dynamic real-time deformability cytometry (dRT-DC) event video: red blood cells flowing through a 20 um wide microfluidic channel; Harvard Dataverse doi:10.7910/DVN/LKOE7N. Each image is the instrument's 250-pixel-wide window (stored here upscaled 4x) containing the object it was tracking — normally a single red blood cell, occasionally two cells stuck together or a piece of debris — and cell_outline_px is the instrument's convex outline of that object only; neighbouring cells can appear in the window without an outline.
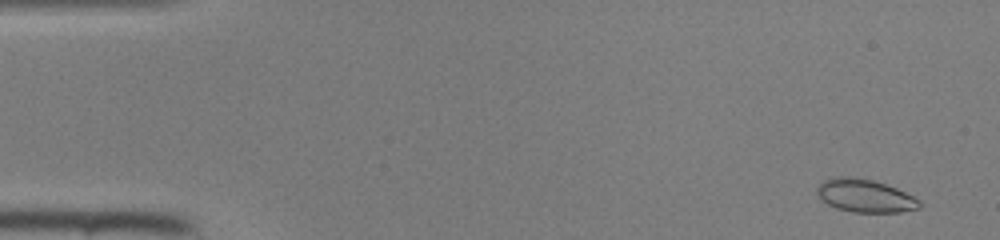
{"species": "common noctule bat (a hibernating species)", "species_latin": "Nyctalus noctula", "temperature_condition": "room temperature", "stored_images_in_passage": 47, "camera_frame_rate_fps": 3000, "um_per_image_px": 0.085, "animal": {"sex": "female", "body_mass_g": 22.0, "forearm_length_mm": 56.7}, "frame": {"image": 1, "passage_image": 3, "time_ms": 0.667, "image_size_px": [1000, 240], "cell_outline_px": [[920, 208], [900, 212], [852, 212], [836, 208], [828, 204], [816, 192], [816, 188], [824, 180], [836, 176], [848, 176], [872, 180], [896, 188], [920, 200]], "centroid_in_image_um": [73.52, 16.64], "position_along_channel_um": 11.5, "area_um2": 19.48}}
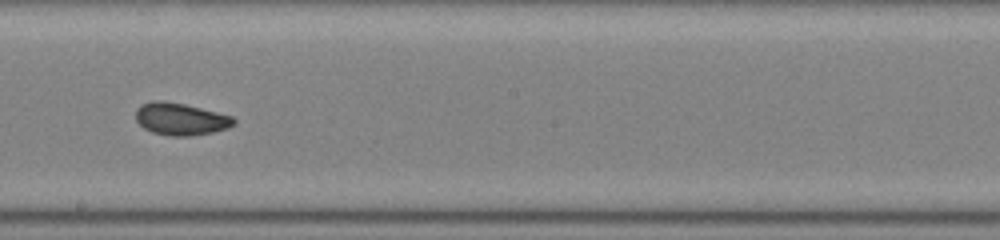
{"frame": {"image": 2, "passage_image": 27, "time_ms": 8.667, "image_size_px": [1000, 240], "cell_outline_px": [[236, 124], [228, 128], [212, 132], [188, 136], [168, 136], [152, 132], [144, 128], [136, 120], [136, 108], [140, 104], [152, 100], [164, 100], [184, 104], [232, 116], [236, 120]], "centroid_in_image_um": [15.33, 10.11], "position_along_channel_um": 232.9, "area_um2": 18.5}}
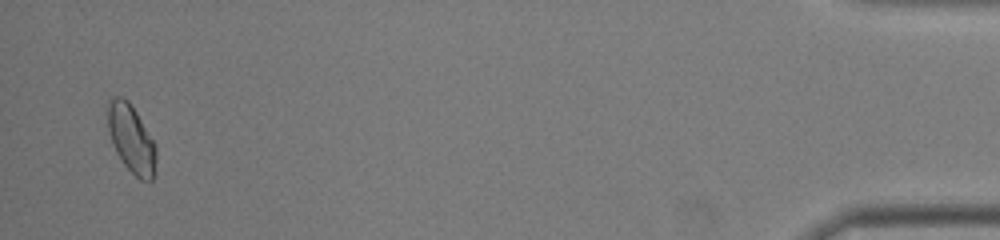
{"frame": {"image": 3, "passage_image": 46, "time_ms": 15.0, "image_size_px": [1000, 240], "cell_outline_px": [[156, 172], [152, 180], [140, 180], [124, 164], [116, 152], [112, 144], [108, 132], [108, 104], [116, 96], [120, 96], [128, 100], [136, 112], [156, 144]], "centroid_in_image_um": [11.18, 11.83], "position_along_channel_um": 424.0, "area_um2": 19.13}}